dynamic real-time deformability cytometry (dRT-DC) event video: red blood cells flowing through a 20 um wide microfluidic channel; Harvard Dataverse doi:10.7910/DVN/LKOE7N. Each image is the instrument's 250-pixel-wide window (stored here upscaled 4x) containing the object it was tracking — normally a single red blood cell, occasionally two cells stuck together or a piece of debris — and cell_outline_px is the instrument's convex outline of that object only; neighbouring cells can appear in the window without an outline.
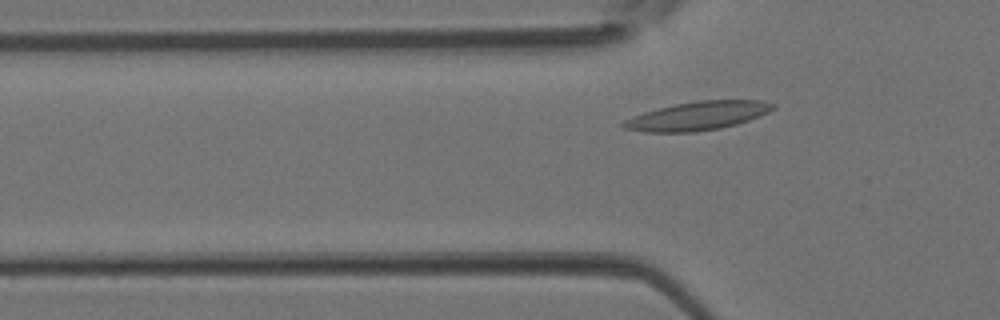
{"species": "Egyptian fruit bat (a non-hibernating species)", "species_latin": "Rousettus aegyptiacus", "temperature_condition": "room temperature", "stored_images_in_passage": 5, "camera_frame_rate_fps": 3000, "um_per_image_px": 0.085, "animal": {"sex": "female"}, "frame": {"image": 1, "passage_image": 5, "time_ms": 1.333, "image_size_px": [1000, 320], "cell_outline_px": [[776, 108], [760, 116], [736, 124], [720, 128], [696, 132], [644, 132], [624, 128], [620, 124], [624, 120], [632, 116], [644, 112], [676, 104], [700, 100], [764, 100], [776, 104]], "centroid_in_image_um": [59.32, 9.85], "position_along_channel_um": 66.5, "area_um2": 24.91}}